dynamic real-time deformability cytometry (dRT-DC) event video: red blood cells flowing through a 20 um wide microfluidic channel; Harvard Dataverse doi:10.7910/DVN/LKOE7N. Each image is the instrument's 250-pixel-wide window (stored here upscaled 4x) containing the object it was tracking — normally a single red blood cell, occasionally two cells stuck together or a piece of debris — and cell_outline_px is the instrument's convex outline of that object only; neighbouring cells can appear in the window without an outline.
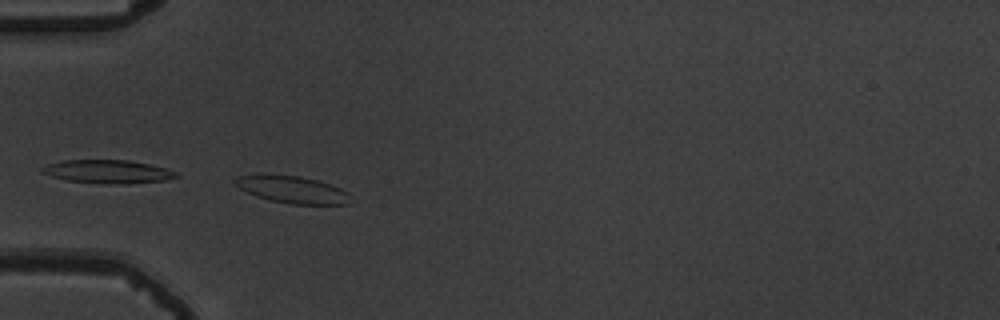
{"species": "common noctule bat (a hibernating species)", "species_latin": "Nyctalus noctula", "temperature_condition": "warm", "stored_images_in_passage": 24, "camera_frame_rate_fps": 3000, "um_per_image_px": 0.085, "animal": {"sex": "male", "body_mass_g": 19.5, "forearm_length_mm": 54.6}, "frame": {"image": 1, "passage_image": 11, "time_ms": 3.333, "image_size_px": [1000, 320], "cell_outline_px": [[348, 204], [292, 204], [272, 200], [256, 196], [240, 188], [232, 180], [240, 176], [300, 176], [316, 180], [340, 188], [348, 192]], "centroid_in_image_um": [24.88, 16.14], "position_along_channel_um": 60.1, "area_um2": 17.4}}